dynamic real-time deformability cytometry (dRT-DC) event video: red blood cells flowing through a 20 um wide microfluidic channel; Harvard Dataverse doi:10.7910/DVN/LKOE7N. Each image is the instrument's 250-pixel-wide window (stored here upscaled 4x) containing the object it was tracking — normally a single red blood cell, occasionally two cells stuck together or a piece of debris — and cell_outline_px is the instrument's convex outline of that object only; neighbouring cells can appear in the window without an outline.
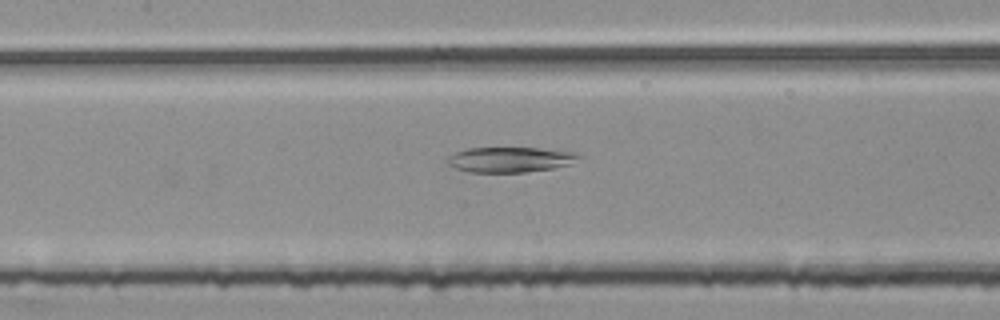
{"species": "common noctule bat (a hibernating species)", "species_latin": "Nyctalus noctula", "temperature_condition": "room temperature", "stored_images_in_passage": 30, "camera_frame_rate_fps": 3000, "um_per_image_px": 0.085, "animal": {"sex": "female", "body_mass_g": 25.1}, "frame": {"image": 1, "passage_image": 8, "time_ms": 2.333, "image_size_px": [1000, 320], "cell_outline_px": [[580, 156], [568, 164], [552, 168], [524, 172], [468, 172], [456, 168], [448, 164], [444, 160], [448, 156], [456, 152], [468, 148], [560, 148], [580, 152]], "centroid_in_image_um": [43.38, 13.54], "position_along_channel_um": 164.0, "area_um2": 19.54}}
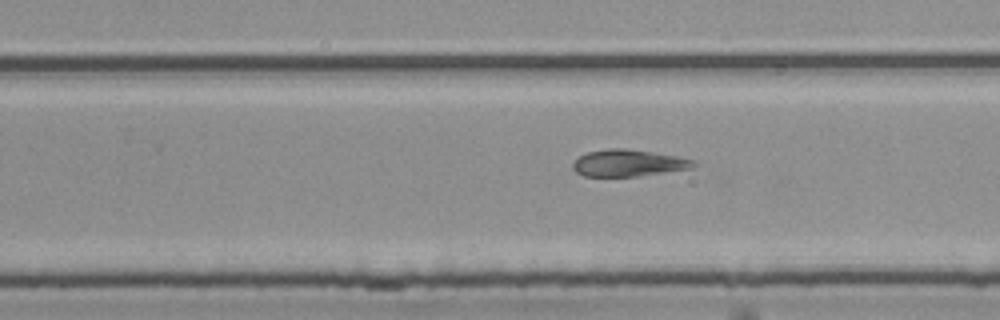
{"frame": {"image": 2, "passage_image": 17, "time_ms": 5.333, "image_size_px": [1000, 320], "cell_outline_px": [[696, 164], [692, 168], [640, 176], [584, 176], [576, 172], [572, 168], [572, 164], [580, 156], [588, 152], [608, 148], [624, 148], [680, 156], [696, 160]], "centroid_in_image_um": [53.44, 13.85], "position_along_channel_um": 276.4, "area_um2": 18.9}}
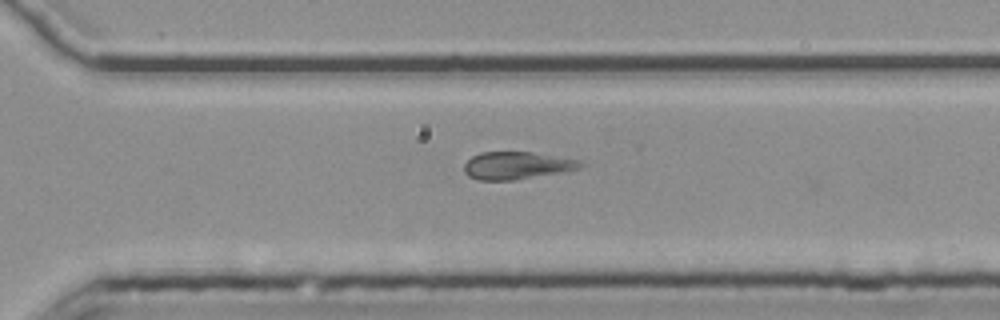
{"frame": {"image": 3, "passage_image": 21, "time_ms": 6.667, "image_size_px": [1000, 320], "cell_outline_px": [[588, 164], [580, 168], [516, 180], [480, 180], [468, 176], [464, 172], [464, 164], [472, 156], [480, 152], [532, 152], [580, 160]], "centroid_in_image_um": [43.93, 14.06], "position_along_channel_um": 326.7, "area_um2": 18.61}}